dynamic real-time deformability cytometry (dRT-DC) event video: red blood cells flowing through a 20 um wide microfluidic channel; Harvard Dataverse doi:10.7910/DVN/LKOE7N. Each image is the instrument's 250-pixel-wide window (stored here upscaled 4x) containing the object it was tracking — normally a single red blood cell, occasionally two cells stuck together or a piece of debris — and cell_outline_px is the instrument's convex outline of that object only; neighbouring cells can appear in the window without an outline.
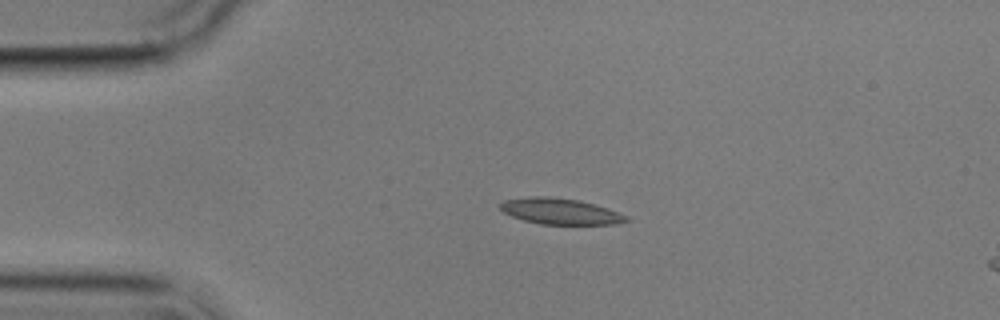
{"species": "common noctule bat (a hibernating species)", "species_latin": "Nyctalus noctula", "temperature_condition": "cold", "stored_images_in_passage": 4, "camera_frame_rate_fps": 3000, "um_per_image_px": 0.085, "animal": {"sex": "male", "body_mass_g": 17.9}, "frame": {"image": 1, "passage_image": 2, "time_ms": 2.0, "image_size_px": [1000, 320], "cell_outline_px": [[632, 220], [616, 224], [540, 224], [524, 220], [512, 216], [504, 212], [500, 208], [500, 204], [504, 200], [532, 196], [548, 196], [580, 200], [608, 208], [628, 216]], "centroid_in_image_um": [47.66, 17.96], "position_along_channel_um": 37.3, "area_um2": 19.13}}